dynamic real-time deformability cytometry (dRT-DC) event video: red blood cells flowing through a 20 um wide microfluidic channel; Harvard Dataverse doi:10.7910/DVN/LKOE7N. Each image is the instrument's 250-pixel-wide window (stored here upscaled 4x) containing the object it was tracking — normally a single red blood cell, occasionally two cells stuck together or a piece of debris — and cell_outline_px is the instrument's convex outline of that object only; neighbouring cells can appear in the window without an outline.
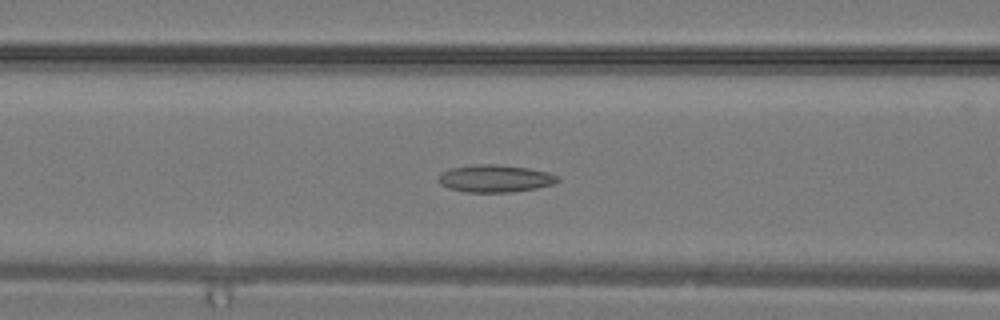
{"species": "common noctule bat (a hibernating species)", "species_latin": "Nyctalus noctula", "temperature_condition": "warm", "stored_images_in_passage": 23, "camera_frame_rate_fps": 3000, "um_per_image_px": 0.085, "animal": {"sex": "male", "body_mass_g": 19.2, "forearm_length_mm": 51.8}, "frame": {"image": 1, "passage_image": 13, "time_ms": 4.0, "image_size_px": [1000, 320], "cell_outline_px": [[560, 180], [552, 184], [536, 188], [512, 192], [464, 192], [448, 188], [440, 184], [436, 180], [440, 172], [452, 168], [476, 164], [500, 164], [528, 168], [548, 172], [556, 176]], "centroid_in_image_um": [42.03, 15.17], "position_along_channel_um": 124.6, "area_um2": 19.13}}
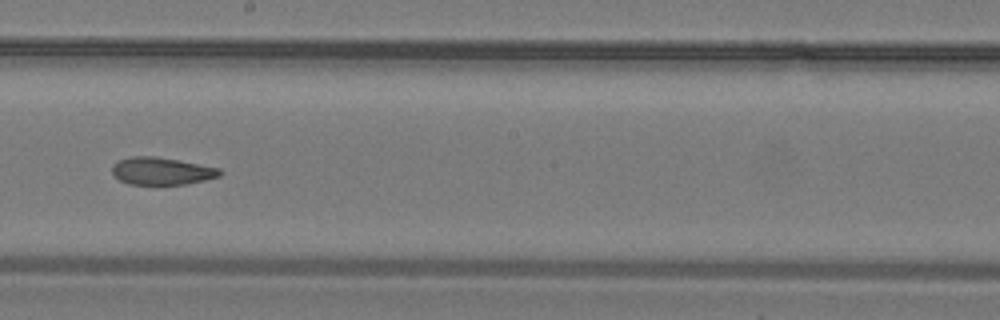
{"frame": {"image": 2, "passage_image": 18, "time_ms": 5.667, "image_size_px": [1000, 320], "cell_outline_px": [[224, 172], [220, 176], [188, 184], [128, 184], [120, 180], [112, 172], [112, 164], [116, 160], [132, 156], [156, 156], [220, 168]], "centroid_in_image_um": [13.73, 14.53], "position_along_channel_um": 234.5, "area_um2": 17.28}}
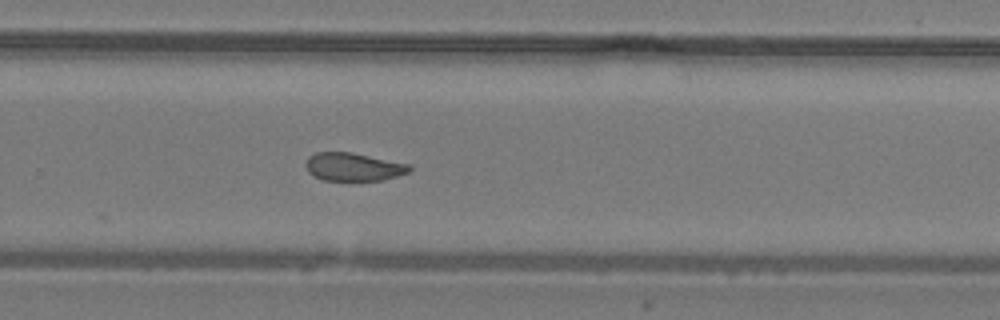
{"frame": {"image": 3, "passage_image": 21, "time_ms": 6.667, "image_size_px": [1000, 320], "cell_outline_px": [[412, 168], [408, 172], [384, 180], [324, 180], [308, 172], [304, 164], [308, 156], [316, 152], [352, 152], [408, 164]], "centroid_in_image_um": [30.0, 14.17], "position_along_channel_um": 299.8, "area_um2": 16.88}}